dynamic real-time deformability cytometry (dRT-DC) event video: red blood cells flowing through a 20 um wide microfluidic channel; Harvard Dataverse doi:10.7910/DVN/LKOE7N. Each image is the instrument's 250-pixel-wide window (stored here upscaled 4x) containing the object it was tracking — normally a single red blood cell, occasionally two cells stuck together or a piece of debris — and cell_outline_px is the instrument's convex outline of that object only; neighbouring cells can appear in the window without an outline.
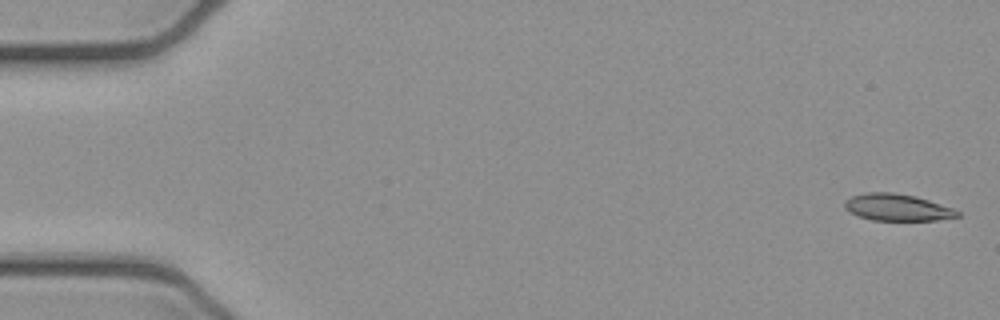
{"species": "common noctule bat (a hibernating species)", "species_latin": "Nyctalus noctula", "temperature_condition": "cold", "stored_images_in_passage": 3, "camera_frame_rate_fps": 3000, "um_per_image_px": 0.085, "animal": {"sex": "female", "body_mass_g": 21.9}, "frame": {"image": 1, "passage_image": 1, "time_ms": 0.0, "image_size_px": [1000, 320], "cell_outline_px": [[960, 216], [936, 220], [872, 220], [848, 212], [844, 208], [844, 200], [852, 196], [868, 192], [892, 192], [916, 196], [952, 208], [960, 212]], "centroid_in_image_um": [76.23, 17.62], "position_along_channel_um": 8.8, "area_um2": 17.57}}